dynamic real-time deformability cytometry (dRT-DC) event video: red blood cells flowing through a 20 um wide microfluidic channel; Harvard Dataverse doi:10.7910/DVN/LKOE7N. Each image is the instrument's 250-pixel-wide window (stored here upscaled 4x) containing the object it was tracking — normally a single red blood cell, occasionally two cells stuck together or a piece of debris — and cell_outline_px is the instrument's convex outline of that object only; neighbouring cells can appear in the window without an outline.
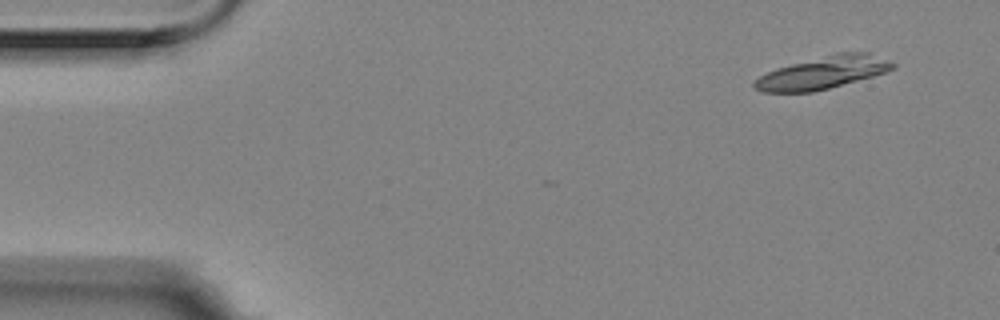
{"species": "Egyptian fruit bat (a non-hibernating species)", "species_latin": "Rousettus aegyptiacus", "temperature_condition": "room temperature", "stored_images_in_passage": 2, "camera_frame_rate_fps": 3000, "um_per_image_px": 0.085, "animal": {"sex": "female"}, "frame": {"image": 1, "passage_image": 1, "time_ms": 0.0, "image_size_px": [1000, 320], "cell_outline_px": [[896, 68], [888, 72], [828, 88], [812, 92], [764, 92], [752, 88], [752, 84], [760, 76], [776, 68], [836, 52], [868, 52], [896, 64]], "centroid_in_image_um": [69.96, 6.17], "position_along_channel_um": 15.0, "area_um2": 26.13}}